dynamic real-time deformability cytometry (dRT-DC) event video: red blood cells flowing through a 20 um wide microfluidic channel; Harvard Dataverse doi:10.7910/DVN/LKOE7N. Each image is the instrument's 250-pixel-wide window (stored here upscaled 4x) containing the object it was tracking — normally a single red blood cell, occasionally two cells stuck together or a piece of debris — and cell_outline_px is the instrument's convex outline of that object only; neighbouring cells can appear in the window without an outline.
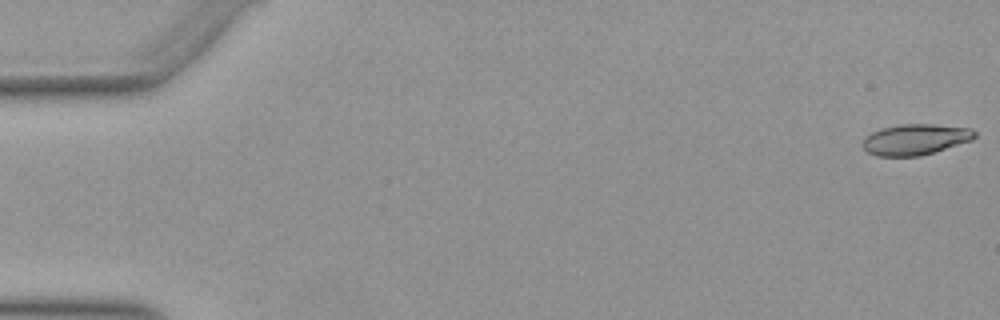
{"species": "Egyptian fruit bat (a non-hibernating species)", "species_latin": "Rousettus aegyptiacus", "temperature_condition": "warm", "stored_images_in_passage": 52, "camera_frame_rate_fps": 3000, "um_per_image_px": 0.085, "animal": {"sex": "female"}, "frame": {"image": 1, "passage_image": 1, "time_ms": 0.0, "image_size_px": [1000, 320], "cell_outline_px": [[976, 136], [972, 140], [920, 156], [876, 156], [868, 152], [860, 144], [872, 132], [880, 128], [900, 124], [932, 124], [972, 128], [976, 132]], "centroid_in_image_um": [77.8, 11.85], "position_along_channel_um": 7.2, "area_um2": 20.11}}
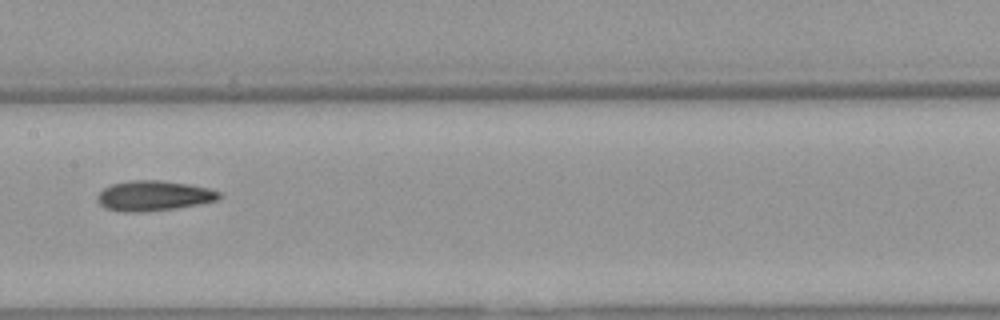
{"frame": {"image": 2, "passage_image": 27, "time_ms": 8.667, "image_size_px": [1000, 320], "cell_outline_px": [[220, 200], [200, 204], [176, 208], [144, 212], [120, 212], [104, 208], [96, 200], [96, 196], [104, 188], [112, 184], [128, 180], [160, 180], [188, 184], [208, 188], [220, 192]], "centroid_in_image_um": [13.04, 16.65], "position_along_channel_um": 194.4, "area_um2": 21.62}}
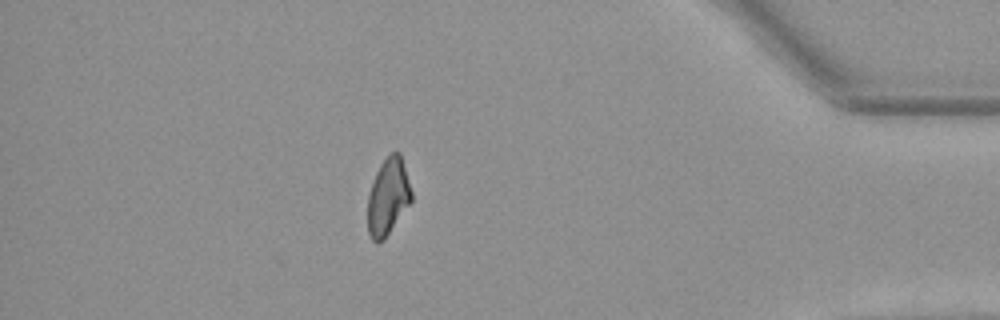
{"frame": {"image": 3, "passage_image": 46, "time_ms": 15.0, "image_size_px": [1000, 320], "cell_outline_px": [[412, 200], [384, 240], [376, 244], [372, 240], [368, 232], [368, 196], [376, 172], [380, 164], [392, 152], [400, 152], [412, 192]], "centroid_in_image_um": [32.98, 16.75], "position_along_channel_um": 402.2, "area_um2": 19.42}, "authors_computed_cell_mechanics": {"area_um2": 20.6057, "velocity_mm_per_s": 3.9398, "shape_relaxation_time_tau1_ms": null, "shape_relaxation_time_tau2_ms": 5.2207, "deformation_change_tau1": null, "deformation_change_tau2": 0.1104}}